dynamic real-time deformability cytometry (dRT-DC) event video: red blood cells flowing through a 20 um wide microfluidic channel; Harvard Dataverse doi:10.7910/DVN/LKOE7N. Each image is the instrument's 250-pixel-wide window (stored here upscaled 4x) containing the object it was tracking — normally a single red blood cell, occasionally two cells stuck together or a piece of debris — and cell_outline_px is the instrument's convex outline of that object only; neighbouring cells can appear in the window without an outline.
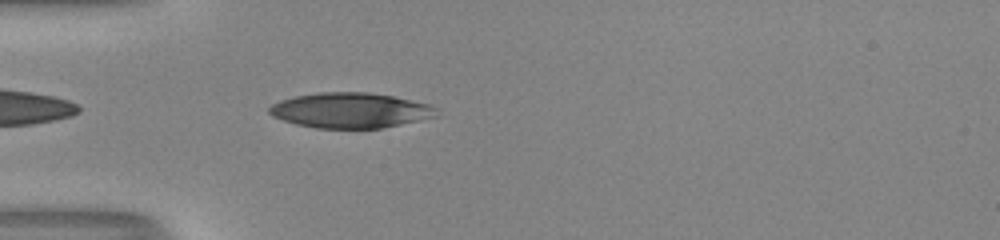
{"species": "human", "species_latin": "Homo sapiens", "temperature_condition": "room temperature", "stored_images_in_passage": 38, "camera_frame_rate_fps": 3000, "um_per_image_px": 0.085, "donor": {"sex": "male"}, "frame": {"image": 1, "passage_image": 2, "time_ms": 0.333, "image_size_px": [1000, 240], "cell_outline_px": [[436, 116], [380, 128], [316, 128], [296, 124], [272, 116], [268, 112], [268, 108], [272, 104], [280, 100], [296, 96], [320, 92], [368, 92], [392, 96], [428, 104], [436, 108]], "centroid_in_image_um": [29.72, 9.37], "position_along_channel_um": 55.3, "area_um2": 33.93}}
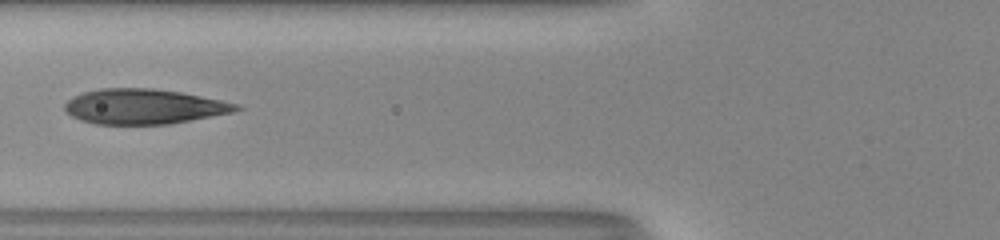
{"frame": {"image": 2, "passage_image": 7, "time_ms": 2.0, "image_size_px": [1000, 240], "cell_outline_px": [[244, 108], [232, 112], [172, 124], [96, 124], [80, 120], [72, 116], [64, 108], [64, 104], [68, 100], [84, 92], [100, 88], [152, 88], [180, 92], [240, 104]], "centroid_in_image_um": [12.24, 9.06], "position_along_channel_um": 113.6, "area_um2": 34.91}}
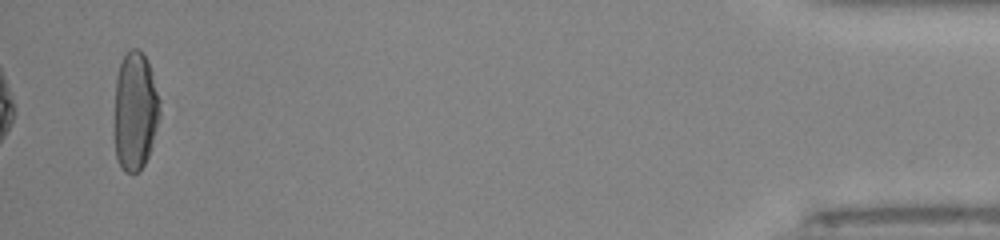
{"frame": {"image": 3, "passage_image": 36, "time_ms": 11.667, "image_size_px": [1000, 240], "cell_outline_px": [[160, 116], [152, 144], [148, 156], [144, 164], [132, 176], [124, 172], [120, 168], [116, 156], [112, 132], [112, 124], [116, 76], [120, 64], [128, 48], [136, 48], [148, 60], [152, 72], [160, 100]], "centroid_in_image_um": [11.44, 9.48], "position_along_channel_um": 423.8, "area_um2": 32.54}, "authors_computed_cell_mechanics": {"area_um2": 34.8245, "velocity_mm_per_s": 4.0594, "shape_relaxation_time_tau1_ms": 6.2702, "shape_relaxation_time_tau2_ms": 0.8145, "deformation_change_tau1": 0.2312, "deformation_change_tau2": 0.0822}}